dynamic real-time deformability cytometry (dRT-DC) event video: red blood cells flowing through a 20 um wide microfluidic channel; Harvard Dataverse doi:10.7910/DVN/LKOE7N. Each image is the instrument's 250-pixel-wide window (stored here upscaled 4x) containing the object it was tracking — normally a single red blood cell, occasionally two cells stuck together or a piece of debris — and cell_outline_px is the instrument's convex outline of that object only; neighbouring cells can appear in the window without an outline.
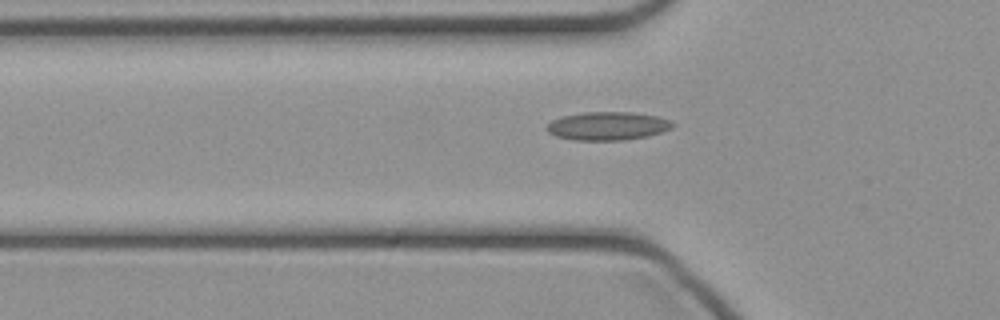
{"species": "common noctule bat (a hibernating species)", "species_latin": "Nyctalus noctula", "temperature_condition": "cold", "stored_images_in_passage": 38, "camera_frame_rate_fps": 3000, "um_per_image_px": 0.085, "animal": {"sex": "female", "body_mass_g": 21.9}, "frame": {"image": 1, "passage_image": 11, "time_ms": 3.333, "image_size_px": [1000, 320], "cell_outline_px": [[676, 124], [672, 128], [648, 136], [624, 140], [572, 140], [556, 136], [548, 132], [544, 128], [552, 120], [560, 116], [584, 112], [632, 112], [656, 116], [672, 120]], "centroid_in_image_um": [51.64, 10.7], "position_along_channel_um": 74.2, "area_um2": 20.98}}
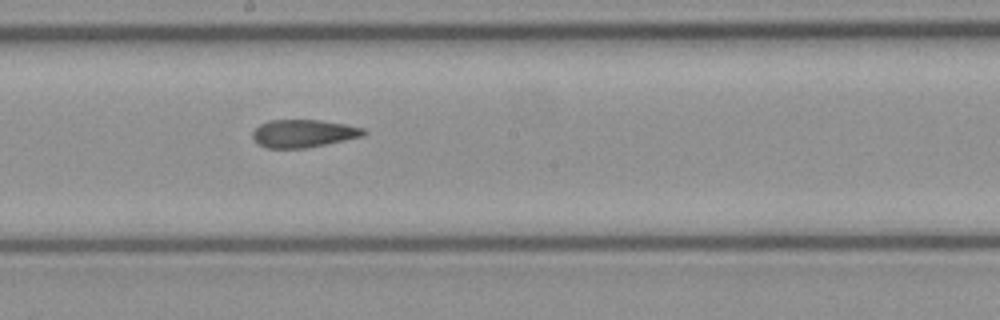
{"frame": {"image": 2, "passage_image": 21, "time_ms": 6.667, "image_size_px": [1000, 320], "cell_outline_px": [[368, 132], [364, 136], [308, 148], [264, 148], [256, 144], [252, 136], [252, 132], [260, 124], [268, 120], [320, 120], [348, 124], [364, 128]], "centroid_in_image_um": [25.8, 11.35], "position_along_channel_um": 222.4, "area_um2": 18.32}}
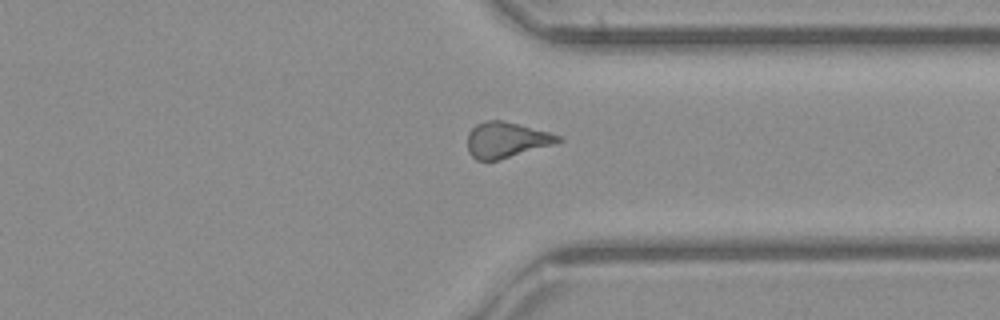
{"frame": {"image": 3, "passage_image": 31, "time_ms": 10.0, "image_size_px": [1000, 320], "cell_outline_px": [[564, 140], [552, 144], [496, 160], [476, 160], [468, 152], [468, 132], [476, 124], [484, 120], [500, 120], [520, 124], [548, 132], [560, 136]], "centroid_in_image_um": [42.99, 11.87], "position_along_channel_um": 368.4, "area_um2": 18.5}}